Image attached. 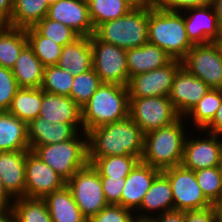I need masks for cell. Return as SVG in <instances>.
<instances>
[{
	"label": "cell",
	"mask_w": 222,
	"mask_h": 222,
	"mask_svg": "<svg viewBox=\"0 0 222 222\" xmlns=\"http://www.w3.org/2000/svg\"><path fill=\"white\" fill-rule=\"evenodd\" d=\"M48 9L46 0H14L9 26L21 29L34 27L47 16Z\"/></svg>",
	"instance_id": "f546056e"
},
{
	"label": "cell",
	"mask_w": 222,
	"mask_h": 222,
	"mask_svg": "<svg viewBox=\"0 0 222 222\" xmlns=\"http://www.w3.org/2000/svg\"><path fill=\"white\" fill-rule=\"evenodd\" d=\"M83 216L89 221L108 204L100 175L91 164L76 171L66 182Z\"/></svg>",
	"instance_id": "52a82bcc"
},
{
	"label": "cell",
	"mask_w": 222,
	"mask_h": 222,
	"mask_svg": "<svg viewBox=\"0 0 222 222\" xmlns=\"http://www.w3.org/2000/svg\"><path fill=\"white\" fill-rule=\"evenodd\" d=\"M185 222H218V212L215 205L202 209L185 211Z\"/></svg>",
	"instance_id": "ee69618b"
},
{
	"label": "cell",
	"mask_w": 222,
	"mask_h": 222,
	"mask_svg": "<svg viewBox=\"0 0 222 222\" xmlns=\"http://www.w3.org/2000/svg\"><path fill=\"white\" fill-rule=\"evenodd\" d=\"M149 7L133 8L120 18L100 24L94 35L102 42L128 50L148 43Z\"/></svg>",
	"instance_id": "5b68a950"
},
{
	"label": "cell",
	"mask_w": 222,
	"mask_h": 222,
	"mask_svg": "<svg viewBox=\"0 0 222 222\" xmlns=\"http://www.w3.org/2000/svg\"><path fill=\"white\" fill-rule=\"evenodd\" d=\"M210 87L181 66L175 73L169 99L180 117L192 110Z\"/></svg>",
	"instance_id": "9a60e30c"
},
{
	"label": "cell",
	"mask_w": 222,
	"mask_h": 222,
	"mask_svg": "<svg viewBox=\"0 0 222 222\" xmlns=\"http://www.w3.org/2000/svg\"><path fill=\"white\" fill-rule=\"evenodd\" d=\"M211 0H155L154 6L171 11H184L189 8L202 7L210 4Z\"/></svg>",
	"instance_id": "7bdbcfd3"
},
{
	"label": "cell",
	"mask_w": 222,
	"mask_h": 222,
	"mask_svg": "<svg viewBox=\"0 0 222 222\" xmlns=\"http://www.w3.org/2000/svg\"><path fill=\"white\" fill-rule=\"evenodd\" d=\"M47 17L69 26L80 36L90 37L95 32L87 0H60L49 6Z\"/></svg>",
	"instance_id": "e0dca14e"
},
{
	"label": "cell",
	"mask_w": 222,
	"mask_h": 222,
	"mask_svg": "<svg viewBox=\"0 0 222 222\" xmlns=\"http://www.w3.org/2000/svg\"><path fill=\"white\" fill-rule=\"evenodd\" d=\"M215 206L218 212V222H222V200L219 201Z\"/></svg>",
	"instance_id": "f5cc1de1"
},
{
	"label": "cell",
	"mask_w": 222,
	"mask_h": 222,
	"mask_svg": "<svg viewBox=\"0 0 222 222\" xmlns=\"http://www.w3.org/2000/svg\"><path fill=\"white\" fill-rule=\"evenodd\" d=\"M57 65L74 77L93 69L90 37L80 36L74 42L63 46Z\"/></svg>",
	"instance_id": "cb8c5ba5"
},
{
	"label": "cell",
	"mask_w": 222,
	"mask_h": 222,
	"mask_svg": "<svg viewBox=\"0 0 222 222\" xmlns=\"http://www.w3.org/2000/svg\"><path fill=\"white\" fill-rule=\"evenodd\" d=\"M194 172L204 196L213 205H216L222 200V178L218 166L195 170Z\"/></svg>",
	"instance_id": "f35d334b"
},
{
	"label": "cell",
	"mask_w": 222,
	"mask_h": 222,
	"mask_svg": "<svg viewBox=\"0 0 222 222\" xmlns=\"http://www.w3.org/2000/svg\"><path fill=\"white\" fill-rule=\"evenodd\" d=\"M148 43L181 61L194 45L186 33L184 13L149 7Z\"/></svg>",
	"instance_id": "7a4b0ae2"
},
{
	"label": "cell",
	"mask_w": 222,
	"mask_h": 222,
	"mask_svg": "<svg viewBox=\"0 0 222 222\" xmlns=\"http://www.w3.org/2000/svg\"><path fill=\"white\" fill-rule=\"evenodd\" d=\"M126 56L129 80L137 74L158 69L173 59L162 48L150 43L126 50Z\"/></svg>",
	"instance_id": "603a6c76"
},
{
	"label": "cell",
	"mask_w": 222,
	"mask_h": 222,
	"mask_svg": "<svg viewBox=\"0 0 222 222\" xmlns=\"http://www.w3.org/2000/svg\"><path fill=\"white\" fill-rule=\"evenodd\" d=\"M183 119L144 134L142 162L161 171L181 165L187 136Z\"/></svg>",
	"instance_id": "3957f363"
},
{
	"label": "cell",
	"mask_w": 222,
	"mask_h": 222,
	"mask_svg": "<svg viewBox=\"0 0 222 222\" xmlns=\"http://www.w3.org/2000/svg\"><path fill=\"white\" fill-rule=\"evenodd\" d=\"M139 161L138 157L131 155L88 158V163L100 177L110 178H126Z\"/></svg>",
	"instance_id": "4dcf8cb0"
},
{
	"label": "cell",
	"mask_w": 222,
	"mask_h": 222,
	"mask_svg": "<svg viewBox=\"0 0 222 222\" xmlns=\"http://www.w3.org/2000/svg\"><path fill=\"white\" fill-rule=\"evenodd\" d=\"M147 222H185V211L172 210L159 215H151Z\"/></svg>",
	"instance_id": "f6af8a7d"
},
{
	"label": "cell",
	"mask_w": 222,
	"mask_h": 222,
	"mask_svg": "<svg viewBox=\"0 0 222 222\" xmlns=\"http://www.w3.org/2000/svg\"><path fill=\"white\" fill-rule=\"evenodd\" d=\"M218 168H219V171H220V176L222 178V157H221V161H220V164H219Z\"/></svg>",
	"instance_id": "11a10c76"
},
{
	"label": "cell",
	"mask_w": 222,
	"mask_h": 222,
	"mask_svg": "<svg viewBox=\"0 0 222 222\" xmlns=\"http://www.w3.org/2000/svg\"><path fill=\"white\" fill-rule=\"evenodd\" d=\"M181 66L180 60L172 59L158 69L132 76L127 85L129 98L169 96L175 73Z\"/></svg>",
	"instance_id": "7c38bea8"
},
{
	"label": "cell",
	"mask_w": 222,
	"mask_h": 222,
	"mask_svg": "<svg viewBox=\"0 0 222 222\" xmlns=\"http://www.w3.org/2000/svg\"><path fill=\"white\" fill-rule=\"evenodd\" d=\"M25 32L28 45L33 49L43 66L57 65L63 46L42 36L34 27L26 28Z\"/></svg>",
	"instance_id": "e575fe53"
},
{
	"label": "cell",
	"mask_w": 222,
	"mask_h": 222,
	"mask_svg": "<svg viewBox=\"0 0 222 222\" xmlns=\"http://www.w3.org/2000/svg\"><path fill=\"white\" fill-rule=\"evenodd\" d=\"M158 215L174 210L173 192L169 180L160 173L151 184L150 189L144 195L141 206L135 211L140 221H148L151 216L147 212ZM145 212V213H144Z\"/></svg>",
	"instance_id": "7402d4cb"
},
{
	"label": "cell",
	"mask_w": 222,
	"mask_h": 222,
	"mask_svg": "<svg viewBox=\"0 0 222 222\" xmlns=\"http://www.w3.org/2000/svg\"><path fill=\"white\" fill-rule=\"evenodd\" d=\"M66 181L32 151H28L25 160L24 197L44 198L49 193L62 189Z\"/></svg>",
	"instance_id": "4fadbf2b"
},
{
	"label": "cell",
	"mask_w": 222,
	"mask_h": 222,
	"mask_svg": "<svg viewBox=\"0 0 222 222\" xmlns=\"http://www.w3.org/2000/svg\"><path fill=\"white\" fill-rule=\"evenodd\" d=\"M14 0H0V25H8L13 11Z\"/></svg>",
	"instance_id": "7dc6e473"
},
{
	"label": "cell",
	"mask_w": 222,
	"mask_h": 222,
	"mask_svg": "<svg viewBox=\"0 0 222 222\" xmlns=\"http://www.w3.org/2000/svg\"><path fill=\"white\" fill-rule=\"evenodd\" d=\"M93 69L102 83L127 86L129 72L126 50L99 40L94 34L90 36Z\"/></svg>",
	"instance_id": "9c48e42d"
},
{
	"label": "cell",
	"mask_w": 222,
	"mask_h": 222,
	"mask_svg": "<svg viewBox=\"0 0 222 222\" xmlns=\"http://www.w3.org/2000/svg\"><path fill=\"white\" fill-rule=\"evenodd\" d=\"M30 151L41 145L57 144L72 139L78 131L66 123H50L37 117L27 124Z\"/></svg>",
	"instance_id": "44dd1931"
},
{
	"label": "cell",
	"mask_w": 222,
	"mask_h": 222,
	"mask_svg": "<svg viewBox=\"0 0 222 222\" xmlns=\"http://www.w3.org/2000/svg\"><path fill=\"white\" fill-rule=\"evenodd\" d=\"M108 205H120L125 178L100 177Z\"/></svg>",
	"instance_id": "b9f144b4"
},
{
	"label": "cell",
	"mask_w": 222,
	"mask_h": 222,
	"mask_svg": "<svg viewBox=\"0 0 222 222\" xmlns=\"http://www.w3.org/2000/svg\"><path fill=\"white\" fill-rule=\"evenodd\" d=\"M129 116L144 134L170 125L180 117L169 96L129 98Z\"/></svg>",
	"instance_id": "30bf717a"
},
{
	"label": "cell",
	"mask_w": 222,
	"mask_h": 222,
	"mask_svg": "<svg viewBox=\"0 0 222 222\" xmlns=\"http://www.w3.org/2000/svg\"><path fill=\"white\" fill-rule=\"evenodd\" d=\"M161 173L169 180L171 185L174 210H195L213 205L204 196L193 170L178 165L164 169Z\"/></svg>",
	"instance_id": "8fae6325"
},
{
	"label": "cell",
	"mask_w": 222,
	"mask_h": 222,
	"mask_svg": "<svg viewBox=\"0 0 222 222\" xmlns=\"http://www.w3.org/2000/svg\"><path fill=\"white\" fill-rule=\"evenodd\" d=\"M161 172L140 160L125 178L120 205L135 212L141 206L144 195L150 189L154 179Z\"/></svg>",
	"instance_id": "ac0fdd59"
},
{
	"label": "cell",
	"mask_w": 222,
	"mask_h": 222,
	"mask_svg": "<svg viewBox=\"0 0 222 222\" xmlns=\"http://www.w3.org/2000/svg\"><path fill=\"white\" fill-rule=\"evenodd\" d=\"M46 1H47L48 5L51 6L53 4H56L60 0H46Z\"/></svg>",
	"instance_id": "db71d44e"
},
{
	"label": "cell",
	"mask_w": 222,
	"mask_h": 222,
	"mask_svg": "<svg viewBox=\"0 0 222 222\" xmlns=\"http://www.w3.org/2000/svg\"><path fill=\"white\" fill-rule=\"evenodd\" d=\"M88 158L131 155L142 158L144 133L128 116L87 132Z\"/></svg>",
	"instance_id": "6da1fadb"
},
{
	"label": "cell",
	"mask_w": 222,
	"mask_h": 222,
	"mask_svg": "<svg viewBox=\"0 0 222 222\" xmlns=\"http://www.w3.org/2000/svg\"><path fill=\"white\" fill-rule=\"evenodd\" d=\"M11 209L14 222H52L43 198H15Z\"/></svg>",
	"instance_id": "1f68e13d"
},
{
	"label": "cell",
	"mask_w": 222,
	"mask_h": 222,
	"mask_svg": "<svg viewBox=\"0 0 222 222\" xmlns=\"http://www.w3.org/2000/svg\"><path fill=\"white\" fill-rule=\"evenodd\" d=\"M0 222H14L12 209L0 211Z\"/></svg>",
	"instance_id": "816d5d0a"
},
{
	"label": "cell",
	"mask_w": 222,
	"mask_h": 222,
	"mask_svg": "<svg viewBox=\"0 0 222 222\" xmlns=\"http://www.w3.org/2000/svg\"><path fill=\"white\" fill-rule=\"evenodd\" d=\"M202 131L222 136V103L219 106L213 120Z\"/></svg>",
	"instance_id": "bcb514c9"
},
{
	"label": "cell",
	"mask_w": 222,
	"mask_h": 222,
	"mask_svg": "<svg viewBox=\"0 0 222 222\" xmlns=\"http://www.w3.org/2000/svg\"><path fill=\"white\" fill-rule=\"evenodd\" d=\"M101 84L99 76L91 69L74 77L69 96L82 108Z\"/></svg>",
	"instance_id": "8d00e7d4"
},
{
	"label": "cell",
	"mask_w": 222,
	"mask_h": 222,
	"mask_svg": "<svg viewBox=\"0 0 222 222\" xmlns=\"http://www.w3.org/2000/svg\"><path fill=\"white\" fill-rule=\"evenodd\" d=\"M27 45L25 29L0 25V66L11 70Z\"/></svg>",
	"instance_id": "83f0119b"
},
{
	"label": "cell",
	"mask_w": 222,
	"mask_h": 222,
	"mask_svg": "<svg viewBox=\"0 0 222 222\" xmlns=\"http://www.w3.org/2000/svg\"><path fill=\"white\" fill-rule=\"evenodd\" d=\"M182 13H184L188 39L194 45L222 41L218 20L210 4L202 7L189 8L184 10V12L182 11Z\"/></svg>",
	"instance_id": "2e32d148"
},
{
	"label": "cell",
	"mask_w": 222,
	"mask_h": 222,
	"mask_svg": "<svg viewBox=\"0 0 222 222\" xmlns=\"http://www.w3.org/2000/svg\"><path fill=\"white\" fill-rule=\"evenodd\" d=\"M135 215V212L121 205H107L88 222H140Z\"/></svg>",
	"instance_id": "ab89813d"
},
{
	"label": "cell",
	"mask_w": 222,
	"mask_h": 222,
	"mask_svg": "<svg viewBox=\"0 0 222 222\" xmlns=\"http://www.w3.org/2000/svg\"><path fill=\"white\" fill-rule=\"evenodd\" d=\"M207 138L186 137L181 165L190 170L217 167L222 157V138L207 132ZM221 139V140H220Z\"/></svg>",
	"instance_id": "5bb4252c"
},
{
	"label": "cell",
	"mask_w": 222,
	"mask_h": 222,
	"mask_svg": "<svg viewBox=\"0 0 222 222\" xmlns=\"http://www.w3.org/2000/svg\"><path fill=\"white\" fill-rule=\"evenodd\" d=\"M132 8L154 7L155 0H124Z\"/></svg>",
	"instance_id": "f907efd6"
},
{
	"label": "cell",
	"mask_w": 222,
	"mask_h": 222,
	"mask_svg": "<svg viewBox=\"0 0 222 222\" xmlns=\"http://www.w3.org/2000/svg\"><path fill=\"white\" fill-rule=\"evenodd\" d=\"M28 151L0 152V178L4 188L14 199L24 196L25 160Z\"/></svg>",
	"instance_id": "ffe728a7"
},
{
	"label": "cell",
	"mask_w": 222,
	"mask_h": 222,
	"mask_svg": "<svg viewBox=\"0 0 222 222\" xmlns=\"http://www.w3.org/2000/svg\"><path fill=\"white\" fill-rule=\"evenodd\" d=\"M42 99L43 90L41 88H19L13 97L8 112L29 124L39 117Z\"/></svg>",
	"instance_id": "f1b7e54d"
},
{
	"label": "cell",
	"mask_w": 222,
	"mask_h": 222,
	"mask_svg": "<svg viewBox=\"0 0 222 222\" xmlns=\"http://www.w3.org/2000/svg\"><path fill=\"white\" fill-rule=\"evenodd\" d=\"M73 80L74 76L58 65L47 66L44 68L41 89L48 93L69 96Z\"/></svg>",
	"instance_id": "d590c367"
},
{
	"label": "cell",
	"mask_w": 222,
	"mask_h": 222,
	"mask_svg": "<svg viewBox=\"0 0 222 222\" xmlns=\"http://www.w3.org/2000/svg\"><path fill=\"white\" fill-rule=\"evenodd\" d=\"M94 29L100 24L122 17L133 9L124 0H87Z\"/></svg>",
	"instance_id": "d6a6232c"
},
{
	"label": "cell",
	"mask_w": 222,
	"mask_h": 222,
	"mask_svg": "<svg viewBox=\"0 0 222 222\" xmlns=\"http://www.w3.org/2000/svg\"><path fill=\"white\" fill-rule=\"evenodd\" d=\"M210 5L212 6L216 18L218 20V25L222 35V0H211Z\"/></svg>",
	"instance_id": "681fc988"
},
{
	"label": "cell",
	"mask_w": 222,
	"mask_h": 222,
	"mask_svg": "<svg viewBox=\"0 0 222 222\" xmlns=\"http://www.w3.org/2000/svg\"><path fill=\"white\" fill-rule=\"evenodd\" d=\"M19 89L10 69L0 66V111H8Z\"/></svg>",
	"instance_id": "60d3db41"
},
{
	"label": "cell",
	"mask_w": 222,
	"mask_h": 222,
	"mask_svg": "<svg viewBox=\"0 0 222 222\" xmlns=\"http://www.w3.org/2000/svg\"><path fill=\"white\" fill-rule=\"evenodd\" d=\"M182 66L211 89H222V43L196 44L181 60Z\"/></svg>",
	"instance_id": "ba28073f"
},
{
	"label": "cell",
	"mask_w": 222,
	"mask_h": 222,
	"mask_svg": "<svg viewBox=\"0 0 222 222\" xmlns=\"http://www.w3.org/2000/svg\"><path fill=\"white\" fill-rule=\"evenodd\" d=\"M81 110L86 133L98 126L123 120L129 116L128 87L102 83Z\"/></svg>",
	"instance_id": "277c9868"
},
{
	"label": "cell",
	"mask_w": 222,
	"mask_h": 222,
	"mask_svg": "<svg viewBox=\"0 0 222 222\" xmlns=\"http://www.w3.org/2000/svg\"><path fill=\"white\" fill-rule=\"evenodd\" d=\"M32 152L67 182L76 171L88 164L87 133L79 131L72 139L37 146Z\"/></svg>",
	"instance_id": "8992f818"
},
{
	"label": "cell",
	"mask_w": 222,
	"mask_h": 222,
	"mask_svg": "<svg viewBox=\"0 0 222 222\" xmlns=\"http://www.w3.org/2000/svg\"><path fill=\"white\" fill-rule=\"evenodd\" d=\"M39 117L50 123L71 124L78 132L84 131L82 110L70 96H61L43 91ZM82 128V129H81Z\"/></svg>",
	"instance_id": "d6986e66"
},
{
	"label": "cell",
	"mask_w": 222,
	"mask_h": 222,
	"mask_svg": "<svg viewBox=\"0 0 222 222\" xmlns=\"http://www.w3.org/2000/svg\"><path fill=\"white\" fill-rule=\"evenodd\" d=\"M27 129L15 115L0 111V152L30 150Z\"/></svg>",
	"instance_id": "4316f807"
},
{
	"label": "cell",
	"mask_w": 222,
	"mask_h": 222,
	"mask_svg": "<svg viewBox=\"0 0 222 222\" xmlns=\"http://www.w3.org/2000/svg\"><path fill=\"white\" fill-rule=\"evenodd\" d=\"M44 66L27 45L11 69L19 88H41L44 75Z\"/></svg>",
	"instance_id": "d4e9b609"
},
{
	"label": "cell",
	"mask_w": 222,
	"mask_h": 222,
	"mask_svg": "<svg viewBox=\"0 0 222 222\" xmlns=\"http://www.w3.org/2000/svg\"><path fill=\"white\" fill-rule=\"evenodd\" d=\"M34 28L44 37L65 46L74 42L80 35L69 26L54 21L47 16L40 20Z\"/></svg>",
	"instance_id": "74e56055"
},
{
	"label": "cell",
	"mask_w": 222,
	"mask_h": 222,
	"mask_svg": "<svg viewBox=\"0 0 222 222\" xmlns=\"http://www.w3.org/2000/svg\"><path fill=\"white\" fill-rule=\"evenodd\" d=\"M43 199L52 222H88L66 185L62 189L49 193Z\"/></svg>",
	"instance_id": "484cf974"
},
{
	"label": "cell",
	"mask_w": 222,
	"mask_h": 222,
	"mask_svg": "<svg viewBox=\"0 0 222 222\" xmlns=\"http://www.w3.org/2000/svg\"><path fill=\"white\" fill-rule=\"evenodd\" d=\"M14 198L4 188L3 182L0 178V211L12 208Z\"/></svg>",
	"instance_id": "c3c4849f"
},
{
	"label": "cell",
	"mask_w": 222,
	"mask_h": 222,
	"mask_svg": "<svg viewBox=\"0 0 222 222\" xmlns=\"http://www.w3.org/2000/svg\"><path fill=\"white\" fill-rule=\"evenodd\" d=\"M221 103L222 89L210 88L185 117L192 118L194 129L203 130L213 120Z\"/></svg>",
	"instance_id": "836d02e7"
}]
</instances>
